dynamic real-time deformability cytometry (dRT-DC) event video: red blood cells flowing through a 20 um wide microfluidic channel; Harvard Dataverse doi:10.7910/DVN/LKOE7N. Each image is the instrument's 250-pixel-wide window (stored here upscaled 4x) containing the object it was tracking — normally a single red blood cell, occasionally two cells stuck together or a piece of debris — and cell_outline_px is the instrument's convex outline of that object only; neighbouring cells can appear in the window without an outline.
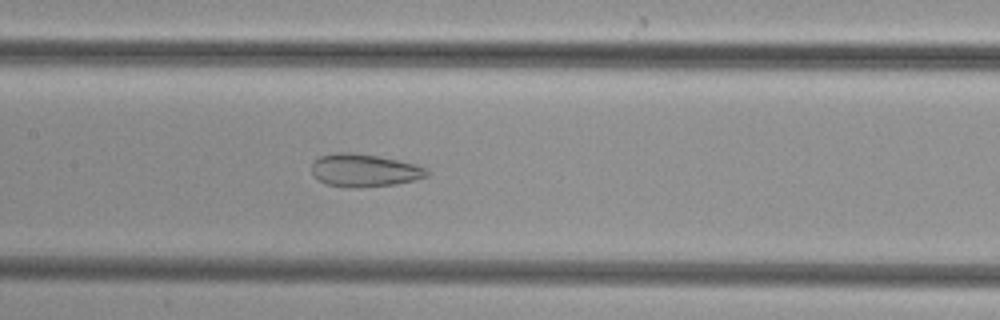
{"species": "common noctule bat (a hibernating species)", "species_latin": "Nyctalus noctula", "temperature_condition": "cold", "stored_images_in_passage": 48, "camera_frame_rate_fps": 3000, "um_per_image_px": 0.085, "animal": {"sex": "female", "body_mass_g": 29.2, "forearm_length_mm": 56.3}, "frame": {"image": 1, "passage_image": 23, "time_ms": 7.333, "image_size_px": [1000, 320], "cell_outline_px": [[428, 176], [416, 180], [396, 184], [348, 188], [324, 184], [312, 176], [312, 160], [320, 156], [336, 152], [352, 152], [376, 156], [416, 164], [424, 168], [428, 172]], "centroid_in_image_um": [30.9, 14.48], "position_along_channel_um": 176.5, "area_um2": 22.14}}
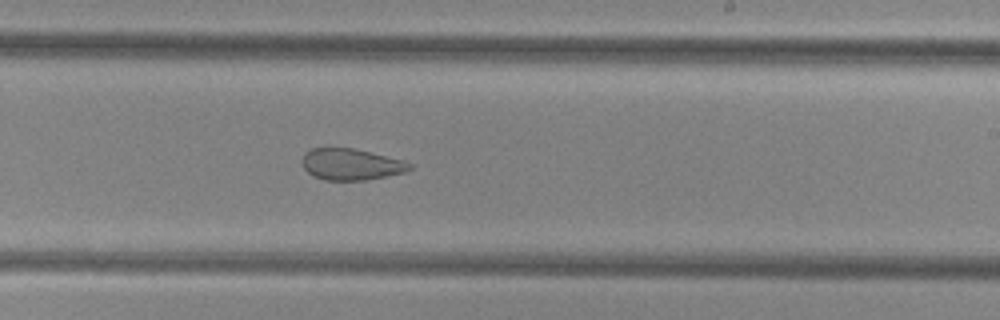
{"frame": {"image": 2, "passage_image": 29, "time_ms": 9.333, "image_size_px": [1000, 320], "cell_outline_px": [[412, 168], [404, 172], [368, 180], [324, 180], [312, 176], [304, 168], [304, 152], [312, 148], [352, 148], [404, 160], [412, 164]], "centroid_in_image_um": [29.85, 13.97], "position_along_channel_um": 259.1, "area_um2": 19.54}}
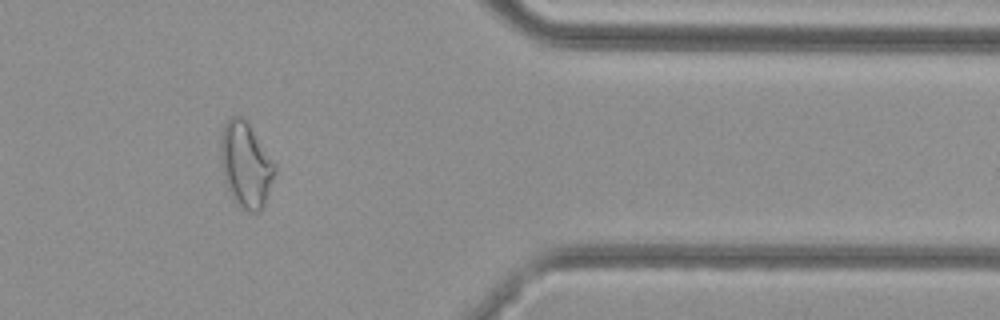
{"frame": {"image": 3, "passage_image": 40, "time_ms": 13.0, "image_size_px": [1000, 320], "cell_outline_px": [[276, 172], [264, 208], [260, 212], [248, 212], [236, 204], [224, 180], [220, 160], [220, 132], [224, 124], [232, 116], [240, 116], [248, 124], [276, 164]], "centroid_in_image_um": [20.89, 14.05], "position_along_channel_um": 390.5, "area_um2": 27.11}}